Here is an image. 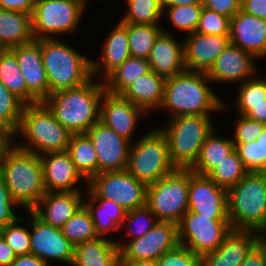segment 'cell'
I'll list each match as a JSON object with an SVG mask.
<instances>
[{"label": "cell", "instance_id": "29", "mask_svg": "<svg viewBox=\"0 0 266 266\" xmlns=\"http://www.w3.org/2000/svg\"><path fill=\"white\" fill-rule=\"evenodd\" d=\"M31 15L0 8V49L33 42Z\"/></svg>", "mask_w": 266, "mask_h": 266}, {"label": "cell", "instance_id": "7", "mask_svg": "<svg viewBox=\"0 0 266 266\" xmlns=\"http://www.w3.org/2000/svg\"><path fill=\"white\" fill-rule=\"evenodd\" d=\"M164 133L169 149V157L176 168L190 169L198 159L206 138L213 132L210 115H183L169 118Z\"/></svg>", "mask_w": 266, "mask_h": 266}, {"label": "cell", "instance_id": "34", "mask_svg": "<svg viewBox=\"0 0 266 266\" xmlns=\"http://www.w3.org/2000/svg\"><path fill=\"white\" fill-rule=\"evenodd\" d=\"M150 71L148 59L130 56L103 79L105 90L111 94L120 95L135 79Z\"/></svg>", "mask_w": 266, "mask_h": 266}, {"label": "cell", "instance_id": "28", "mask_svg": "<svg viewBox=\"0 0 266 266\" xmlns=\"http://www.w3.org/2000/svg\"><path fill=\"white\" fill-rule=\"evenodd\" d=\"M120 249L109 238L99 237L74 246L71 266H117Z\"/></svg>", "mask_w": 266, "mask_h": 266}, {"label": "cell", "instance_id": "1", "mask_svg": "<svg viewBox=\"0 0 266 266\" xmlns=\"http://www.w3.org/2000/svg\"><path fill=\"white\" fill-rule=\"evenodd\" d=\"M86 83L50 94L43 103L72 134L86 133L100 120V102L104 94L103 80Z\"/></svg>", "mask_w": 266, "mask_h": 266}, {"label": "cell", "instance_id": "18", "mask_svg": "<svg viewBox=\"0 0 266 266\" xmlns=\"http://www.w3.org/2000/svg\"><path fill=\"white\" fill-rule=\"evenodd\" d=\"M230 43L252 54L266 56V20L239 10L230 19Z\"/></svg>", "mask_w": 266, "mask_h": 266}, {"label": "cell", "instance_id": "45", "mask_svg": "<svg viewBox=\"0 0 266 266\" xmlns=\"http://www.w3.org/2000/svg\"><path fill=\"white\" fill-rule=\"evenodd\" d=\"M237 119L238 120L234 126V139L232 138L234 144H244L256 141L257 137L266 127V124L250 119L245 115H240Z\"/></svg>", "mask_w": 266, "mask_h": 266}, {"label": "cell", "instance_id": "40", "mask_svg": "<svg viewBox=\"0 0 266 266\" xmlns=\"http://www.w3.org/2000/svg\"><path fill=\"white\" fill-rule=\"evenodd\" d=\"M202 8L203 4L163 7V14L166 11L175 28L191 34L197 28Z\"/></svg>", "mask_w": 266, "mask_h": 266}, {"label": "cell", "instance_id": "33", "mask_svg": "<svg viewBox=\"0 0 266 266\" xmlns=\"http://www.w3.org/2000/svg\"><path fill=\"white\" fill-rule=\"evenodd\" d=\"M67 152L87 186V182L98 174L97 154L91 139L86 133L72 134Z\"/></svg>", "mask_w": 266, "mask_h": 266}, {"label": "cell", "instance_id": "3", "mask_svg": "<svg viewBox=\"0 0 266 266\" xmlns=\"http://www.w3.org/2000/svg\"><path fill=\"white\" fill-rule=\"evenodd\" d=\"M1 180L11 198L31 211L46 193L41 158L13 145L0 160Z\"/></svg>", "mask_w": 266, "mask_h": 266}, {"label": "cell", "instance_id": "39", "mask_svg": "<svg viewBox=\"0 0 266 266\" xmlns=\"http://www.w3.org/2000/svg\"><path fill=\"white\" fill-rule=\"evenodd\" d=\"M25 104L0 82V125L14 135L18 130Z\"/></svg>", "mask_w": 266, "mask_h": 266}, {"label": "cell", "instance_id": "21", "mask_svg": "<svg viewBox=\"0 0 266 266\" xmlns=\"http://www.w3.org/2000/svg\"><path fill=\"white\" fill-rule=\"evenodd\" d=\"M258 237L256 231L232 229L216 250L201 257V266H241Z\"/></svg>", "mask_w": 266, "mask_h": 266}, {"label": "cell", "instance_id": "11", "mask_svg": "<svg viewBox=\"0 0 266 266\" xmlns=\"http://www.w3.org/2000/svg\"><path fill=\"white\" fill-rule=\"evenodd\" d=\"M85 6L76 0H49L35 4L31 14L35 40L52 39V35L77 30Z\"/></svg>", "mask_w": 266, "mask_h": 266}, {"label": "cell", "instance_id": "31", "mask_svg": "<svg viewBox=\"0 0 266 266\" xmlns=\"http://www.w3.org/2000/svg\"><path fill=\"white\" fill-rule=\"evenodd\" d=\"M0 82L25 105L40 102L27 89L18 60L10 49H0Z\"/></svg>", "mask_w": 266, "mask_h": 266}, {"label": "cell", "instance_id": "16", "mask_svg": "<svg viewBox=\"0 0 266 266\" xmlns=\"http://www.w3.org/2000/svg\"><path fill=\"white\" fill-rule=\"evenodd\" d=\"M188 211L205 217H228L227 190L207 175L189 169Z\"/></svg>", "mask_w": 266, "mask_h": 266}, {"label": "cell", "instance_id": "60", "mask_svg": "<svg viewBox=\"0 0 266 266\" xmlns=\"http://www.w3.org/2000/svg\"><path fill=\"white\" fill-rule=\"evenodd\" d=\"M257 245L264 252L265 259H266V237L261 232H259V237H258Z\"/></svg>", "mask_w": 266, "mask_h": 266}, {"label": "cell", "instance_id": "12", "mask_svg": "<svg viewBox=\"0 0 266 266\" xmlns=\"http://www.w3.org/2000/svg\"><path fill=\"white\" fill-rule=\"evenodd\" d=\"M231 230L228 217H205L187 211L178 223L179 245L202 257L216 250Z\"/></svg>", "mask_w": 266, "mask_h": 266}, {"label": "cell", "instance_id": "63", "mask_svg": "<svg viewBox=\"0 0 266 266\" xmlns=\"http://www.w3.org/2000/svg\"><path fill=\"white\" fill-rule=\"evenodd\" d=\"M261 233L266 237V227L261 231Z\"/></svg>", "mask_w": 266, "mask_h": 266}, {"label": "cell", "instance_id": "50", "mask_svg": "<svg viewBox=\"0 0 266 266\" xmlns=\"http://www.w3.org/2000/svg\"><path fill=\"white\" fill-rule=\"evenodd\" d=\"M239 115L266 124V102L260 104H236Z\"/></svg>", "mask_w": 266, "mask_h": 266}, {"label": "cell", "instance_id": "5", "mask_svg": "<svg viewBox=\"0 0 266 266\" xmlns=\"http://www.w3.org/2000/svg\"><path fill=\"white\" fill-rule=\"evenodd\" d=\"M41 53L49 95L78 87L93 77L92 59L78 53L64 40L41 39Z\"/></svg>", "mask_w": 266, "mask_h": 266}, {"label": "cell", "instance_id": "30", "mask_svg": "<svg viewBox=\"0 0 266 266\" xmlns=\"http://www.w3.org/2000/svg\"><path fill=\"white\" fill-rule=\"evenodd\" d=\"M84 205L89 210L95 230L99 237L107 238L106 234L119 230L125 218L126 210L115 201L94 199L88 192L84 193ZM87 200V201H86ZM96 203H98L96 205Z\"/></svg>", "mask_w": 266, "mask_h": 266}, {"label": "cell", "instance_id": "51", "mask_svg": "<svg viewBox=\"0 0 266 266\" xmlns=\"http://www.w3.org/2000/svg\"><path fill=\"white\" fill-rule=\"evenodd\" d=\"M33 0H0V8L10 11H17L32 14L34 9Z\"/></svg>", "mask_w": 266, "mask_h": 266}, {"label": "cell", "instance_id": "52", "mask_svg": "<svg viewBox=\"0 0 266 266\" xmlns=\"http://www.w3.org/2000/svg\"><path fill=\"white\" fill-rule=\"evenodd\" d=\"M241 10L266 20V0H243Z\"/></svg>", "mask_w": 266, "mask_h": 266}, {"label": "cell", "instance_id": "17", "mask_svg": "<svg viewBox=\"0 0 266 266\" xmlns=\"http://www.w3.org/2000/svg\"><path fill=\"white\" fill-rule=\"evenodd\" d=\"M255 57L231 43L216 58L213 66L207 72L212 82H236L242 84L257 74Z\"/></svg>", "mask_w": 266, "mask_h": 266}, {"label": "cell", "instance_id": "13", "mask_svg": "<svg viewBox=\"0 0 266 266\" xmlns=\"http://www.w3.org/2000/svg\"><path fill=\"white\" fill-rule=\"evenodd\" d=\"M120 257L124 260H158L166 252L179 245L178 224L170 221H158L144 236L116 242Z\"/></svg>", "mask_w": 266, "mask_h": 266}, {"label": "cell", "instance_id": "35", "mask_svg": "<svg viewBox=\"0 0 266 266\" xmlns=\"http://www.w3.org/2000/svg\"><path fill=\"white\" fill-rule=\"evenodd\" d=\"M162 31L160 25L127 23L130 56L148 59L154 42Z\"/></svg>", "mask_w": 266, "mask_h": 266}, {"label": "cell", "instance_id": "48", "mask_svg": "<svg viewBox=\"0 0 266 266\" xmlns=\"http://www.w3.org/2000/svg\"><path fill=\"white\" fill-rule=\"evenodd\" d=\"M14 206L17 207V204L11 198L4 182L0 180V231L20 217L13 212Z\"/></svg>", "mask_w": 266, "mask_h": 266}, {"label": "cell", "instance_id": "41", "mask_svg": "<svg viewBox=\"0 0 266 266\" xmlns=\"http://www.w3.org/2000/svg\"><path fill=\"white\" fill-rule=\"evenodd\" d=\"M157 222L158 220L154 213L147 205H145L143 207L127 211L122 226H128L129 223L127 233L128 235H132L131 240H133L144 236Z\"/></svg>", "mask_w": 266, "mask_h": 266}, {"label": "cell", "instance_id": "10", "mask_svg": "<svg viewBox=\"0 0 266 266\" xmlns=\"http://www.w3.org/2000/svg\"><path fill=\"white\" fill-rule=\"evenodd\" d=\"M85 191L94 199L115 201L126 211L146 205L147 185L126 169L96 174L87 182Z\"/></svg>", "mask_w": 266, "mask_h": 266}, {"label": "cell", "instance_id": "32", "mask_svg": "<svg viewBox=\"0 0 266 266\" xmlns=\"http://www.w3.org/2000/svg\"><path fill=\"white\" fill-rule=\"evenodd\" d=\"M216 130L206 138L200 150L195 164L190 168L193 173L199 175H207L220 162L226 159L235 151V146L232 139L218 136Z\"/></svg>", "mask_w": 266, "mask_h": 266}, {"label": "cell", "instance_id": "9", "mask_svg": "<svg viewBox=\"0 0 266 266\" xmlns=\"http://www.w3.org/2000/svg\"><path fill=\"white\" fill-rule=\"evenodd\" d=\"M189 169L176 168L147 185L146 205L158 221L179 223L188 211Z\"/></svg>", "mask_w": 266, "mask_h": 266}, {"label": "cell", "instance_id": "23", "mask_svg": "<svg viewBox=\"0 0 266 266\" xmlns=\"http://www.w3.org/2000/svg\"><path fill=\"white\" fill-rule=\"evenodd\" d=\"M46 192L82 191L77 182L84 178L67 151L40 155Z\"/></svg>", "mask_w": 266, "mask_h": 266}, {"label": "cell", "instance_id": "2", "mask_svg": "<svg viewBox=\"0 0 266 266\" xmlns=\"http://www.w3.org/2000/svg\"><path fill=\"white\" fill-rule=\"evenodd\" d=\"M207 73L185 70L166 78L164 100L160 109L170 110L173 117L210 115L226 108L220 96L209 87Z\"/></svg>", "mask_w": 266, "mask_h": 266}, {"label": "cell", "instance_id": "42", "mask_svg": "<svg viewBox=\"0 0 266 266\" xmlns=\"http://www.w3.org/2000/svg\"><path fill=\"white\" fill-rule=\"evenodd\" d=\"M26 219L27 218L23 219V217H19L0 231L6 243L13 249L17 256L30 254L29 227L26 228L18 225V223H23Z\"/></svg>", "mask_w": 266, "mask_h": 266}, {"label": "cell", "instance_id": "36", "mask_svg": "<svg viewBox=\"0 0 266 266\" xmlns=\"http://www.w3.org/2000/svg\"><path fill=\"white\" fill-rule=\"evenodd\" d=\"M60 229L73 245L99 238L91 214L84 204Z\"/></svg>", "mask_w": 266, "mask_h": 266}, {"label": "cell", "instance_id": "8", "mask_svg": "<svg viewBox=\"0 0 266 266\" xmlns=\"http://www.w3.org/2000/svg\"><path fill=\"white\" fill-rule=\"evenodd\" d=\"M133 143L126 170L137 180L149 185L176 169L169 157L167 139L160 128L146 132Z\"/></svg>", "mask_w": 266, "mask_h": 266}, {"label": "cell", "instance_id": "15", "mask_svg": "<svg viewBox=\"0 0 266 266\" xmlns=\"http://www.w3.org/2000/svg\"><path fill=\"white\" fill-rule=\"evenodd\" d=\"M86 134L91 139L98 160V174L127 168L131 144L100 120Z\"/></svg>", "mask_w": 266, "mask_h": 266}, {"label": "cell", "instance_id": "43", "mask_svg": "<svg viewBox=\"0 0 266 266\" xmlns=\"http://www.w3.org/2000/svg\"><path fill=\"white\" fill-rule=\"evenodd\" d=\"M195 32L199 34L230 36V18L203 7Z\"/></svg>", "mask_w": 266, "mask_h": 266}, {"label": "cell", "instance_id": "20", "mask_svg": "<svg viewBox=\"0 0 266 266\" xmlns=\"http://www.w3.org/2000/svg\"><path fill=\"white\" fill-rule=\"evenodd\" d=\"M141 113L146 112L121 95L105 91L101 98L100 121L129 141Z\"/></svg>", "mask_w": 266, "mask_h": 266}, {"label": "cell", "instance_id": "25", "mask_svg": "<svg viewBox=\"0 0 266 266\" xmlns=\"http://www.w3.org/2000/svg\"><path fill=\"white\" fill-rule=\"evenodd\" d=\"M148 61L150 68L164 78L184 72V45L164 30L159 34L151 49Z\"/></svg>", "mask_w": 266, "mask_h": 266}, {"label": "cell", "instance_id": "62", "mask_svg": "<svg viewBox=\"0 0 266 266\" xmlns=\"http://www.w3.org/2000/svg\"><path fill=\"white\" fill-rule=\"evenodd\" d=\"M34 1V4H38L40 2H43V1H49V0H33Z\"/></svg>", "mask_w": 266, "mask_h": 266}, {"label": "cell", "instance_id": "22", "mask_svg": "<svg viewBox=\"0 0 266 266\" xmlns=\"http://www.w3.org/2000/svg\"><path fill=\"white\" fill-rule=\"evenodd\" d=\"M15 54L27 89L43 102L49 96V83L43 65L41 39L10 48Z\"/></svg>", "mask_w": 266, "mask_h": 266}, {"label": "cell", "instance_id": "59", "mask_svg": "<svg viewBox=\"0 0 266 266\" xmlns=\"http://www.w3.org/2000/svg\"><path fill=\"white\" fill-rule=\"evenodd\" d=\"M162 7L203 4V0H161Z\"/></svg>", "mask_w": 266, "mask_h": 266}, {"label": "cell", "instance_id": "55", "mask_svg": "<svg viewBox=\"0 0 266 266\" xmlns=\"http://www.w3.org/2000/svg\"><path fill=\"white\" fill-rule=\"evenodd\" d=\"M14 134L5 126L0 125V160L5 153L14 145Z\"/></svg>", "mask_w": 266, "mask_h": 266}, {"label": "cell", "instance_id": "56", "mask_svg": "<svg viewBox=\"0 0 266 266\" xmlns=\"http://www.w3.org/2000/svg\"><path fill=\"white\" fill-rule=\"evenodd\" d=\"M16 254L13 249L6 243L5 239L0 234V266H10L16 259Z\"/></svg>", "mask_w": 266, "mask_h": 266}, {"label": "cell", "instance_id": "14", "mask_svg": "<svg viewBox=\"0 0 266 266\" xmlns=\"http://www.w3.org/2000/svg\"><path fill=\"white\" fill-rule=\"evenodd\" d=\"M30 220H26L30 231V254H33L43 261L49 263V260H58L65 264H72L74 257V246L61 232L60 228L46 224L39 219L32 211Z\"/></svg>", "mask_w": 266, "mask_h": 266}, {"label": "cell", "instance_id": "58", "mask_svg": "<svg viewBox=\"0 0 266 266\" xmlns=\"http://www.w3.org/2000/svg\"><path fill=\"white\" fill-rule=\"evenodd\" d=\"M117 266H157L156 260H124L119 257Z\"/></svg>", "mask_w": 266, "mask_h": 266}, {"label": "cell", "instance_id": "54", "mask_svg": "<svg viewBox=\"0 0 266 266\" xmlns=\"http://www.w3.org/2000/svg\"><path fill=\"white\" fill-rule=\"evenodd\" d=\"M10 266H51L47 262L43 261L39 257L28 254L16 256V259L10 264Z\"/></svg>", "mask_w": 266, "mask_h": 266}, {"label": "cell", "instance_id": "47", "mask_svg": "<svg viewBox=\"0 0 266 266\" xmlns=\"http://www.w3.org/2000/svg\"><path fill=\"white\" fill-rule=\"evenodd\" d=\"M238 157L248 172H260V150L256 141L234 144Z\"/></svg>", "mask_w": 266, "mask_h": 266}, {"label": "cell", "instance_id": "53", "mask_svg": "<svg viewBox=\"0 0 266 266\" xmlns=\"http://www.w3.org/2000/svg\"><path fill=\"white\" fill-rule=\"evenodd\" d=\"M241 266H266V259L262 249L256 245L246 256Z\"/></svg>", "mask_w": 266, "mask_h": 266}, {"label": "cell", "instance_id": "57", "mask_svg": "<svg viewBox=\"0 0 266 266\" xmlns=\"http://www.w3.org/2000/svg\"><path fill=\"white\" fill-rule=\"evenodd\" d=\"M256 142L259 143L260 150V172H266V127L257 137Z\"/></svg>", "mask_w": 266, "mask_h": 266}, {"label": "cell", "instance_id": "49", "mask_svg": "<svg viewBox=\"0 0 266 266\" xmlns=\"http://www.w3.org/2000/svg\"><path fill=\"white\" fill-rule=\"evenodd\" d=\"M203 7L230 19L241 9L240 0H203Z\"/></svg>", "mask_w": 266, "mask_h": 266}, {"label": "cell", "instance_id": "19", "mask_svg": "<svg viewBox=\"0 0 266 266\" xmlns=\"http://www.w3.org/2000/svg\"><path fill=\"white\" fill-rule=\"evenodd\" d=\"M183 40L184 64L188 71L207 73L230 43L229 36L191 33Z\"/></svg>", "mask_w": 266, "mask_h": 266}, {"label": "cell", "instance_id": "38", "mask_svg": "<svg viewBox=\"0 0 266 266\" xmlns=\"http://www.w3.org/2000/svg\"><path fill=\"white\" fill-rule=\"evenodd\" d=\"M248 171L236 151L219 163L207 176L219 187L229 190L235 186Z\"/></svg>", "mask_w": 266, "mask_h": 266}, {"label": "cell", "instance_id": "37", "mask_svg": "<svg viewBox=\"0 0 266 266\" xmlns=\"http://www.w3.org/2000/svg\"><path fill=\"white\" fill-rule=\"evenodd\" d=\"M126 4L128 7L127 12L121 18V22L159 25V20L163 16L161 0H126Z\"/></svg>", "mask_w": 266, "mask_h": 266}, {"label": "cell", "instance_id": "27", "mask_svg": "<svg viewBox=\"0 0 266 266\" xmlns=\"http://www.w3.org/2000/svg\"><path fill=\"white\" fill-rule=\"evenodd\" d=\"M165 82L166 78L151 70L135 79L120 95L149 113L148 111L161 107Z\"/></svg>", "mask_w": 266, "mask_h": 266}, {"label": "cell", "instance_id": "26", "mask_svg": "<svg viewBox=\"0 0 266 266\" xmlns=\"http://www.w3.org/2000/svg\"><path fill=\"white\" fill-rule=\"evenodd\" d=\"M100 62L92 61V76L101 74L104 79L130 57L127 23L119 21L103 43ZM102 70L103 75H102Z\"/></svg>", "mask_w": 266, "mask_h": 266}, {"label": "cell", "instance_id": "46", "mask_svg": "<svg viewBox=\"0 0 266 266\" xmlns=\"http://www.w3.org/2000/svg\"><path fill=\"white\" fill-rule=\"evenodd\" d=\"M156 264L157 266H201V257L187 247L178 245L156 260Z\"/></svg>", "mask_w": 266, "mask_h": 266}, {"label": "cell", "instance_id": "61", "mask_svg": "<svg viewBox=\"0 0 266 266\" xmlns=\"http://www.w3.org/2000/svg\"><path fill=\"white\" fill-rule=\"evenodd\" d=\"M76 1L80 2L82 5H84L86 7V5H87L86 3L88 0H76Z\"/></svg>", "mask_w": 266, "mask_h": 266}, {"label": "cell", "instance_id": "24", "mask_svg": "<svg viewBox=\"0 0 266 266\" xmlns=\"http://www.w3.org/2000/svg\"><path fill=\"white\" fill-rule=\"evenodd\" d=\"M82 192H46L31 211L46 224L61 228L84 204Z\"/></svg>", "mask_w": 266, "mask_h": 266}, {"label": "cell", "instance_id": "6", "mask_svg": "<svg viewBox=\"0 0 266 266\" xmlns=\"http://www.w3.org/2000/svg\"><path fill=\"white\" fill-rule=\"evenodd\" d=\"M232 229L261 232L266 227V172H248L227 191Z\"/></svg>", "mask_w": 266, "mask_h": 266}, {"label": "cell", "instance_id": "44", "mask_svg": "<svg viewBox=\"0 0 266 266\" xmlns=\"http://www.w3.org/2000/svg\"><path fill=\"white\" fill-rule=\"evenodd\" d=\"M257 74L240 84L237 104H260L266 102V79Z\"/></svg>", "mask_w": 266, "mask_h": 266}, {"label": "cell", "instance_id": "4", "mask_svg": "<svg viewBox=\"0 0 266 266\" xmlns=\"http://www.w3.org/2000/svg\"><path fill=\"white\" fill-rule=\"evenodd\" d=\"M20 134L23 143L14 145L24 151L42 155L67 151L72 133L69 132L43 103L25 105L14 138Z\"/></svg>", "mask_w": 266, "mask_h": 266}]
</instances>
